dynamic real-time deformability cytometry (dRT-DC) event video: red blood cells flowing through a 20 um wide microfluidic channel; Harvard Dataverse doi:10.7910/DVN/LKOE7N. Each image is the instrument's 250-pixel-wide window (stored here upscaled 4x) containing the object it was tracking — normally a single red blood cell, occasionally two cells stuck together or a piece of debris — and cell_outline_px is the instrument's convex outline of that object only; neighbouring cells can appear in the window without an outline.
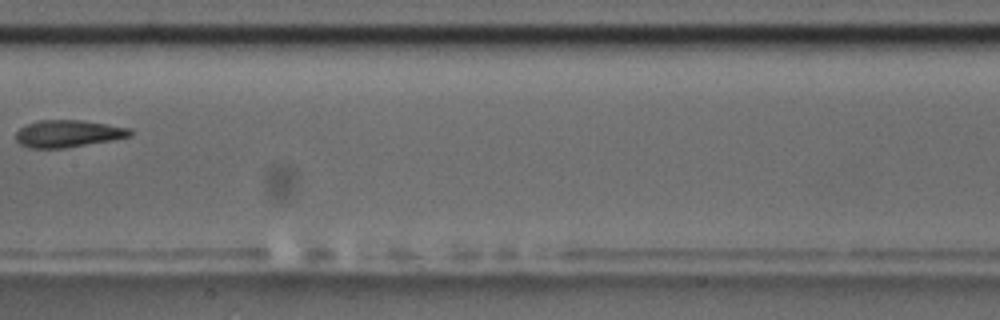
{"species": "common noctule bat (a hibernating species)", "species_latin": "Nyctalus noctula", "temperature_condition": "room temperature", "stored_images_in_passage": 9, "camera_frame_rate_fps": 3000, "um_per_image_px": 0.085, "animal": {"sex": "male", "body_mass_g": 17.5, "forearm_length_mm": 52.3}, "frame": {"image": 1, "passage_image": 7, "time_ms": 8.0, "image_size_px": [1000, 320], "cell_outline_px": [[132, 136], [112, 140], [64, 148], [28, 148], [20, 144], [16, 140], [16, 132], [20, 128], [28, 124], [40, 120], [80, 120], [132, 128]], "centroid_in_image_um": [5.79, 11.36], "position_along_channel_um": 201.6, "area_um2": 18.03}}
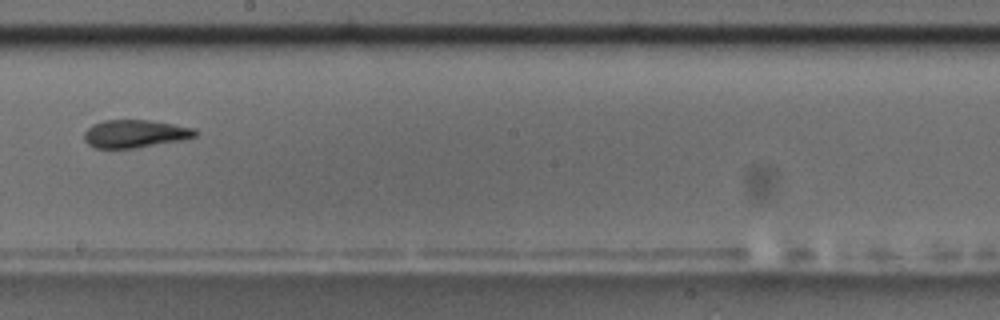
{"frame": {"image": 2, "passage_image": 8, "time_ms": 9.0, "image_size_px": [1000, 320], "cell_outline_px": [[200, 132], [196, 136], [180, 140], [136, 148], [96, 148], [88, 144], [84, 140], [84, 132], [92, 124], [104, 120], [148, 120], [196, 128]], "centroid_in_image_um": [11.48, 11.36], "position_along_channel_um": 236.7, "area_um2": 18.03}}
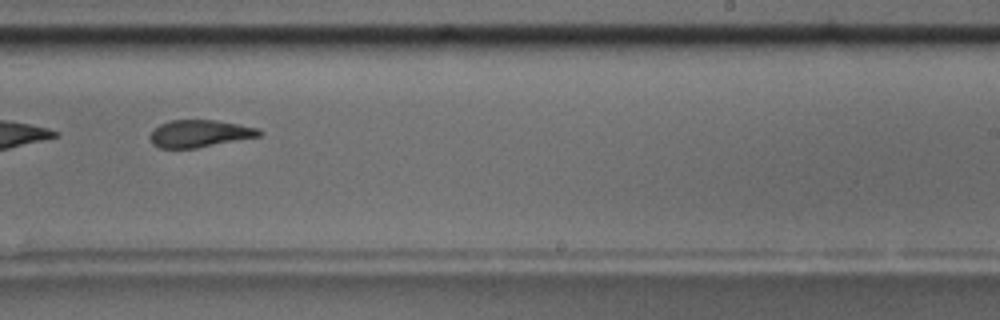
{"frame": {"image": 3, "passage_image": 9, "time_ms": 10.0, "image_size_px": [1000, 320], "cell_outline_px": [[264, 132], [260, 136], [196, 148], [160, 148], [152, 144], [148, 136], [160, 124], [172, 120], [216, 120], [260, 128]], "centroid_in_image_um": [16.98, 11.35], "position_along_channel_um": 272.0, "area_um2": 17.34}}